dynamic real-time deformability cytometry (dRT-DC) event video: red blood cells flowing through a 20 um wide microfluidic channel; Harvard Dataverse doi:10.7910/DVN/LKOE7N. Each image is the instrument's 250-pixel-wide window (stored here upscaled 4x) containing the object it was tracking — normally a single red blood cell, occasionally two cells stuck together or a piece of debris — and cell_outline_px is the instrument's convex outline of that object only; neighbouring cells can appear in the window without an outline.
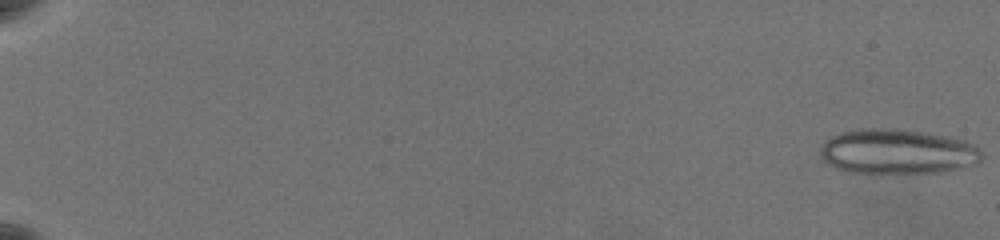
{"species": "common noctule bat (a hibernating species)", "species_latin": "Nyctalus noctula", "temperature_condition": "warm", "stored_images_in_passage": 24, "camera_frame_rate_fps": 3000, "um_per_image_px": 0.085, "animal": {"sex": "female", "body_mass_g": 19.5, "forearm_length_mm": 54.1}, "frame": {"image": 1, "passage_image": 1, "time_ms": 0.0, "image_size_px": [1000, 240], "cell_outline_px": [[984, 156], [976, 164], [940, 172], [896, 176], [848, 172], [836, 168], [828, 164], [820, 156], [820, 148], [832, 136], [840, 132], [864, 128], [900, 128], [948, 136], [964, 140], [976, 144]], "centroid_in_image_um": [76.3, 12.92], "position_along_channel_um": 8.7, "area_um2": 43.58}}